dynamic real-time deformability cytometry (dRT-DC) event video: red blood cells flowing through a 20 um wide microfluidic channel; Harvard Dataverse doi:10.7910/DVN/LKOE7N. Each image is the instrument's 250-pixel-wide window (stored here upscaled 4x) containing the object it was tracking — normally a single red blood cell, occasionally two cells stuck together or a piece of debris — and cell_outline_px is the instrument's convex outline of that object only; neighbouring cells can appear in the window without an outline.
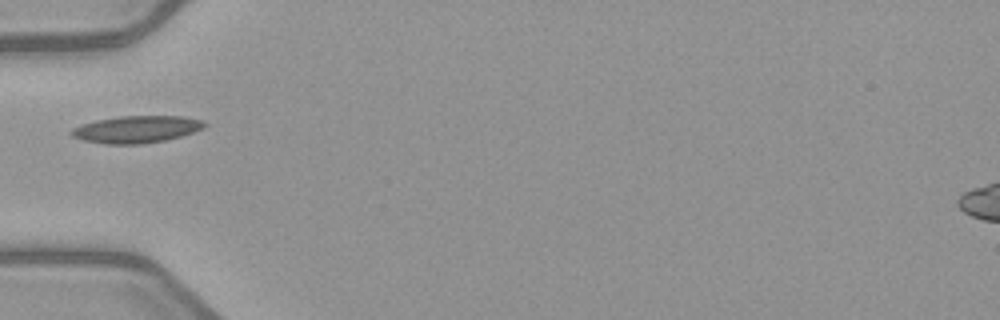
{"species": "common noctule bat (a hibernating species)", "species_latin": "Nyctalus noctula", "temperature_condition": "warm", "stored_images_in_passage": 1, "camera_frame_rate_fps": 3000, "um_per_image_px": 0.085, "animal": {"sex": "female", "body_mass_g": 21.9}, "frame": {"image": 1, "passage_image": 1, "time_ms": 0.0, "image_size_px": [1000, 320], "cell_outline_px": [[208, 124], [204, 128], [180, 136], [164, 140], [140, 144], [104, 144], [84, 140], [72, 136], [68, 132], [72, 128], [96, 120], [120, 116], [184, 116], [204, 120]], "centroid_in_image_um": [11.62, 10.98], "position_along_channel_um": 73.4, "area_um2": 20.98}}